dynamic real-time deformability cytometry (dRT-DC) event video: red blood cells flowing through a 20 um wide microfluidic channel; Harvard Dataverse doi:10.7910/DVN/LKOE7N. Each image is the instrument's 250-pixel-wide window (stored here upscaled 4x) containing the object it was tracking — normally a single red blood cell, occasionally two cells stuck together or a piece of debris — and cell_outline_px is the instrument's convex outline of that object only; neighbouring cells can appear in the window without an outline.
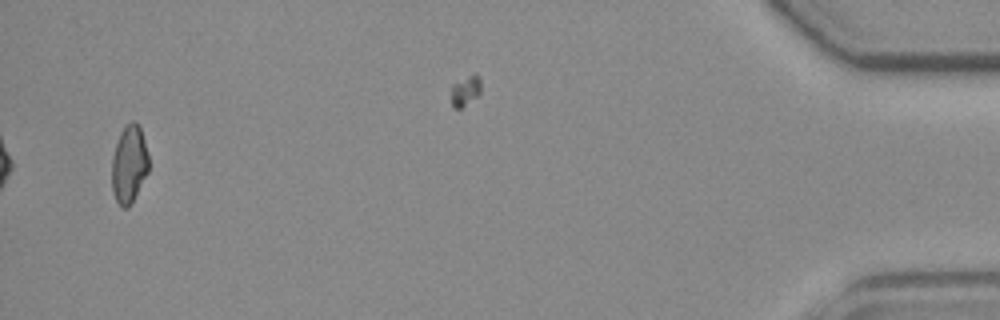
{"species": "common noctule bat (a hibernating species)", "species_latin": "Nyctalus noctula", "temperature_condition": "room temperature", "stored_images_in_passage": 33, "camera_frame_rate_fps": 3000, "um_per_image_px": 0.085, "animal": {"sex": "female", "body_mass_g": 19.3, "forearm_length_mm": 54.1}, "frame": {"image": 1, "passage_image": 33, "time_ms": 10.667, "image_size_px": [1000, 320], "cell_outline_px": [[148, 172], [128, 208], [124, 208], [116, 200], [112, 192], [112, 156], [120, 132], [124, 124], [132, 120], [136, 120], [140, 128], [144, 140], [148, 156]], "centroid_in_image_um": [10.96, 13.91], "position_along_channel_um": 424.2, "area_um2": 16.65}}